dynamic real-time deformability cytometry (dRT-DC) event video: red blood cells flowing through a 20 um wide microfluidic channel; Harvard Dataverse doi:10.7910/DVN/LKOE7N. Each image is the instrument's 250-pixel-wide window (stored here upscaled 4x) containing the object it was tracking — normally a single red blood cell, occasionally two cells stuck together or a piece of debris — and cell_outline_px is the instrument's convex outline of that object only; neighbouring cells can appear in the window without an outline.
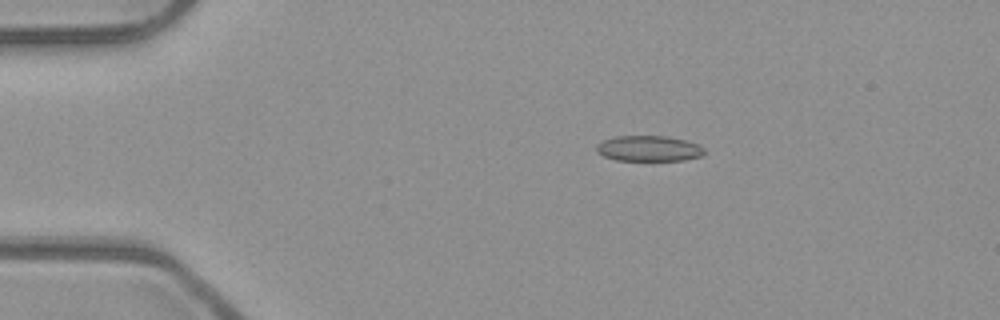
{"species": "common noctule bat (a hibernating species)", "species_latin": "Nyctalus noctula", "temperature_condition": "room temperature", "stored_images_in_passage": 4, "camera_frame_rate_fps": 3000, "um_per_image_px": 0.085, "animal": {"sex": "male", "body_mass_g": 23.1, "forearm_length_mm": 52.7}, "frame": {"image": 1, "passage_image": 1, "time_ms": 0.0, "image_size_px": [1000, 320], "cell_outline_px": [[704, 156], [684, 160], [616, 160], [604, 156], [596, 152], [596, 144], [604, 140], [616, 136], [668, 136], [684, 140], [696, 144], [704, 148]], "centroid_in_image_um": [55.14, 12.62], "position_along_channel_um": 29.9, "area_um2": 16.07}}
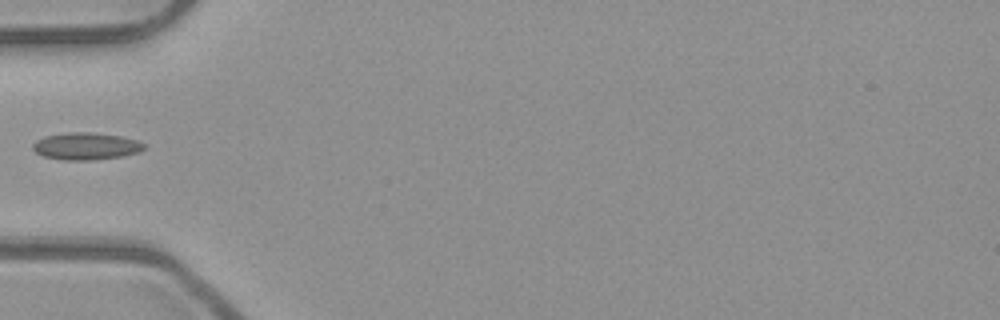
{"frame": {"image": 2, "passage_image": 3, "time_ms": 0.667, "image_size_px": [1000, 320], "cell_outline_px": [[144, 148], [140, 152], [120, 156], [92, 160], [64, 160], [44, 156], [36, 152], [32, 148], [32, 144], [36, 140], [44, 136], [64, 132], [92, 132], [120, 136], [136, 140], [144, 144]], "centroid_in_image_um": [7.27, 12.41], "position_along_channel_um": 77.7, "area_um2": 17.57}}
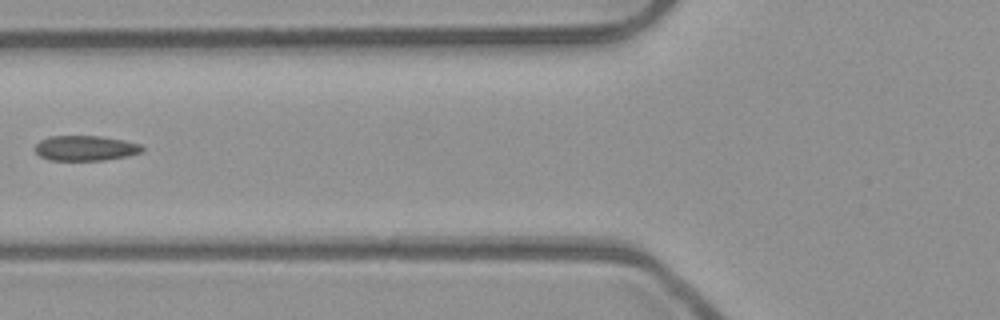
{"frame": {"image": 3, "passage_image": 4, "time_ms": 1.0, "image_size_px": [1000, 320], "cell_outline_px": [[144, 148], [140, 152], [124, 156], [104, 160], [52, 160], [40, 156], [36, 152], [36, 144], [40, 140], [48, 136], [100, 136], [124, 140], [140, 144]], "centroid_in_image_um": [7.24, 12.58], "position_along_channel_um": 118.6, "area_um2": 15.49}}